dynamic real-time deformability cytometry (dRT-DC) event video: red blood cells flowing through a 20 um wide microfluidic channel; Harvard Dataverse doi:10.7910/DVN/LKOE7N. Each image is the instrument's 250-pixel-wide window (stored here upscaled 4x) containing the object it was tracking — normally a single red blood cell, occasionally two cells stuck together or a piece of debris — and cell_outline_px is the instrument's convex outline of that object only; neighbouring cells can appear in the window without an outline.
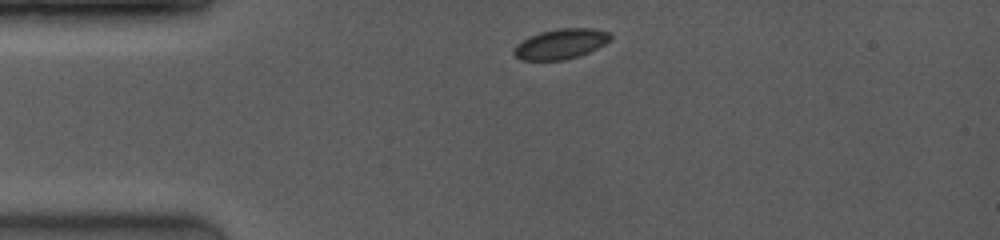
{"species": "common noctule bat (a hibernating species)", "species_latin": "Nyctalus noctula", "temperature_condition": "room temperature", "stored_images_in_passage": 18, "camera_frame_rate_fps": 4000, "um_per_image_px": 0.085, "animal": {"sex": "female", "body_mass_g": 19.0, "forearm_length_mm": 53.3}, "frame": {"image": 1, "passage_image": 1, "time_ms": 0.0, "image_size_px": [1000, 240], "cell_outline_px": [[612, 36], [604, 44], [588, 52], [564, 60], [520, 60], [512, 52], [512, 48], [516, 44], [528, 36], [540, 32], [560, 28], [596, 28], [608, 32]], "centroid_in_image_um": [47.61, 3.72], "position_along_channel_um": 37.4, "area_um2": 16.94}}
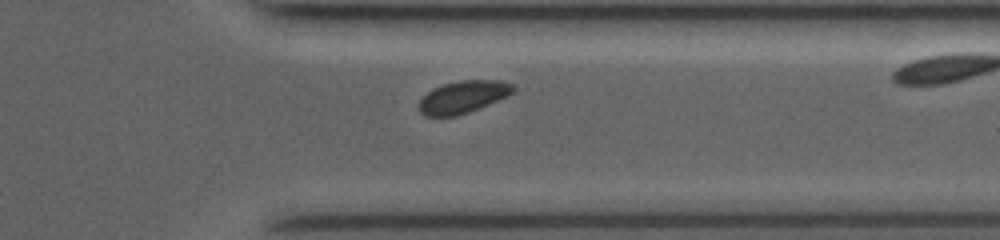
{"frame": {"image": 2, "passage_image": 16, "time_ms": 9.0, "image_size_px": [1000, 240], "cell_outline_px": [[516, 88], [512, 92], [480, 108], [456, 116], [424, 116], [420, 112], [420, 100], [432, 88], [444, 84], [460, 80], [496, 80], [512, 84]], "centroid_in_image_um": [39.33, 8.24], "position_along_channel_um": 372.1, "area_um2": 17.4}}